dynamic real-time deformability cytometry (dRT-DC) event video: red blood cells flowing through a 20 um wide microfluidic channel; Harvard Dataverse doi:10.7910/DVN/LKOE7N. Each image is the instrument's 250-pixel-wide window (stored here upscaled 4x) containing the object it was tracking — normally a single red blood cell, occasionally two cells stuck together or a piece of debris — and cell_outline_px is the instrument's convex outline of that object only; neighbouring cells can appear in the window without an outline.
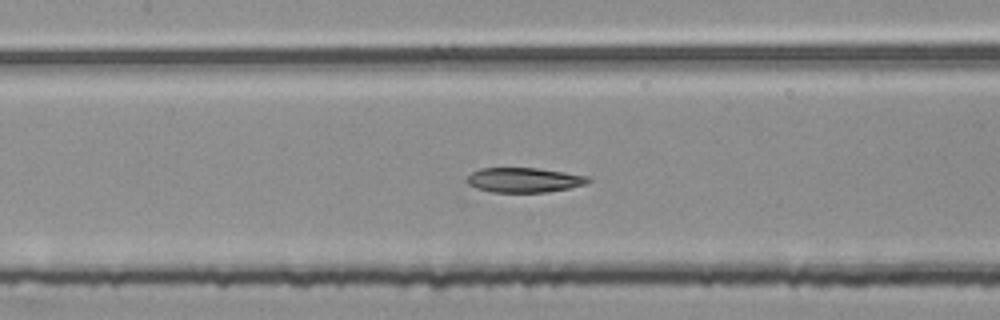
{"species": "common noctule bat (a hibernating species)", "species_latin": "Nyctalus noctula", "temperature_condition": "room temperature", "stored_images_in_passage": 53, "segment_of_instrument_passage": [2, 2], "camera_frame_rate_fps": 3000, "um_per_image_px": 0.085, "animal": {"sex": "female", "body_mass_g": 25.1}, "frame": {"image": 1, "passage_image": 25, "time_ms": 8.0, "image_size_px": [1000, 320], "cell_outline_px": [[592, 180], [584, 184], [568, 188], [548, 192], [492, 192], [476, 188], [468, 184], [464, 180], [472, 172], [480, 168], [536, 168], [564, 172], [588, 176]], "centroid_in_image_um": [44.51, 15.3], "position_along_channel_um": 162.9, "area_um2": 17.46}}
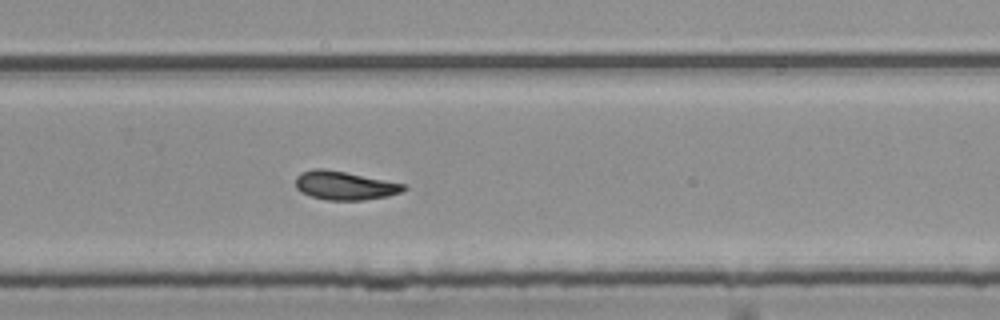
{"frame": {"image": 2, "passage_image": 36, "time_ms": 11.667, "image_size_px": [1000, 320], "cell_outline_px": [[408, 188], [400, 192], [388, 196], [364, 200], [328, 200], [312, 196], [296, 188], [296, 176], [300, 172], [312, 168], [324, 168], [408, 184]], "centroid_in_image_um": [29.32, 15.75], "position_along_channel_um": 300.5, "area_um2": 18.09}}
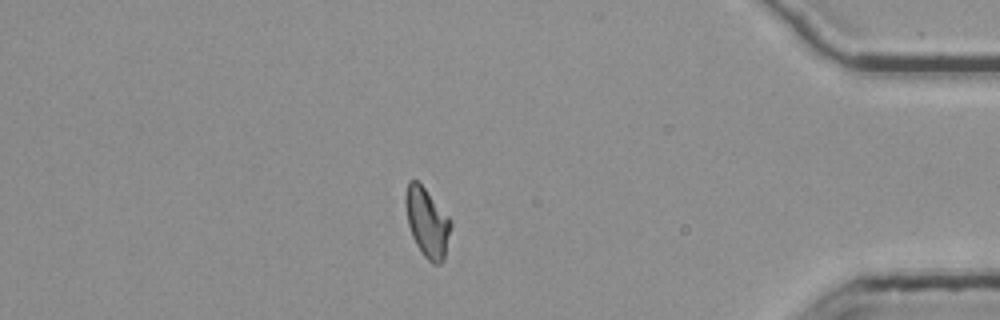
{"frame": {"image": 3, "passage_image": 47, "time_ms": 15.333, "image_size_px": [1000, 320], "cell_outline_px": [[452, 224], [444, 260], [440, 264], [432, 264], [424, 256], [416, 244], [412, 236], [408, 224], [404, 204], [404, 200], [408, 180], [416, 180], [424, 188], [452, 220]], "centroid_in_image_um": [36.3, 18.92], "position_along_channel_um": 398.9, "area_um2": 18.26}}